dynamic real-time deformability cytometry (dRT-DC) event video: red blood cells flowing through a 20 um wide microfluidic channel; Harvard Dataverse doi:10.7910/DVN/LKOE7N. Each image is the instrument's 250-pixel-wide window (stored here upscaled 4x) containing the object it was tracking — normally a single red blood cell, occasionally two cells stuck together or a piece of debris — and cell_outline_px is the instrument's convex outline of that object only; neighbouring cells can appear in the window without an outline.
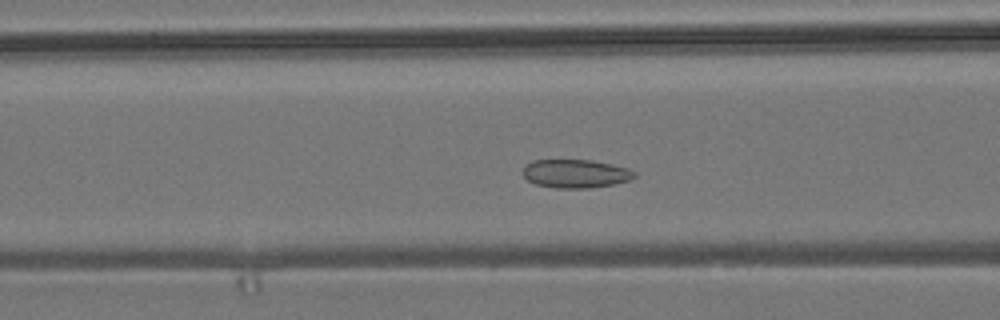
{"species": "common noctule bat (a hibernating species)", "species_latin": "Nyctalus noctula", "temperature_condition": "room temperature", "stored_images_in_passage": 49, "camera_frame_rate_fps": 3000, "um_per_image_px": 0.085, "animal": {"sex": "male", "body_mass_g": 19.2, "forearm_length_mm": 51.8}, "frame": {"image": 1, "passage_image": 15, "time_ms": 4.667, "image_size_px": [1000, 320], "cell_outline_px": [[636, 176], [632, 180], [612, 184], [588, 188], [556, 188], [536, 184], [528, 180], [524, 176], [524, 168], [532, 160], [592, 160], [612, 164], [628, 168], [636, 172]], "centroid_in_image_um": [48.97, 14.76], "position_along_channel_um": 117.6, "area_um2": 18.44}}
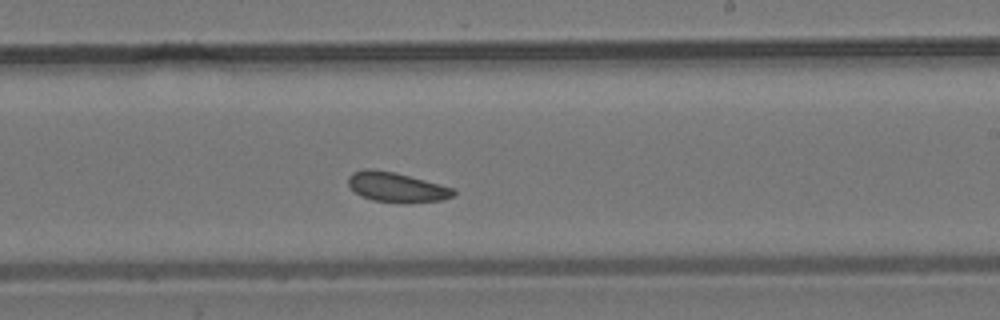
{"frame": {"image": 2, "passage_image": 26, "time_ms": 8.333, "image_size_px": [1000, 320], "cell_outline_px": [[456, 196], [444, 200], [404, 204], [400, 204], [372, 200], [356, 192], [348, 184], [348, 176], [352, 172], [364, 168], [372, 168], [396, 172], [440, 184], [452, 188], [456, 192]], "centroid_in_image_um": [33.73, 15.92], "position_along_channel_um": 255.3, "area_um2": 18.67}}
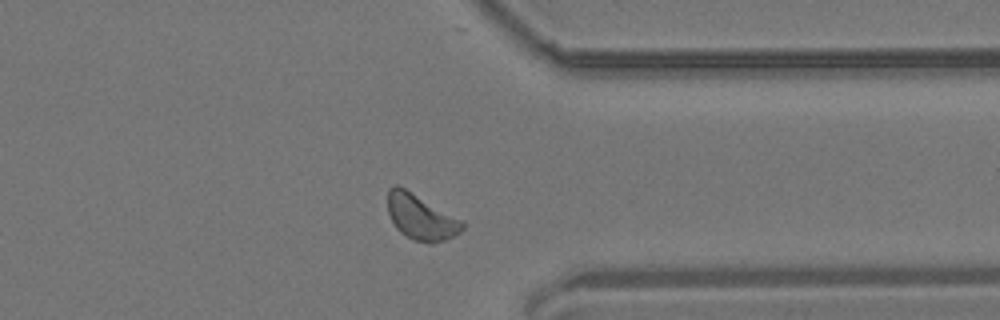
{"frame": {"image": 3, "passage_image": 36, "time_ms": 11.667, "image_size_px": [1000, 320], "cell_outline_px": [[464, 228], [460, 232], [444, 240], [432, 244], [428, 244], [412, 240], [400, 232], [396, 228], [388, 212], [388, 188], [396, 184], [404, 188], [460, 220], [464, 224]], "centroid_in_image_um": [35.73, 18.49], "position_along_channel_um": 375.7, "area_um2": 19.31}, "authors_computed_cell_mechanics": {"area_um2": 18.9584, "velocity_mm_per_s": 3.7531, "shape_relaxation_time_tau1_ms": null, "shape_relaxation_time_tau2_ms": 3.5282, "deformation_change_tau1": null, "deformation_change_tau2": 0.0791}}